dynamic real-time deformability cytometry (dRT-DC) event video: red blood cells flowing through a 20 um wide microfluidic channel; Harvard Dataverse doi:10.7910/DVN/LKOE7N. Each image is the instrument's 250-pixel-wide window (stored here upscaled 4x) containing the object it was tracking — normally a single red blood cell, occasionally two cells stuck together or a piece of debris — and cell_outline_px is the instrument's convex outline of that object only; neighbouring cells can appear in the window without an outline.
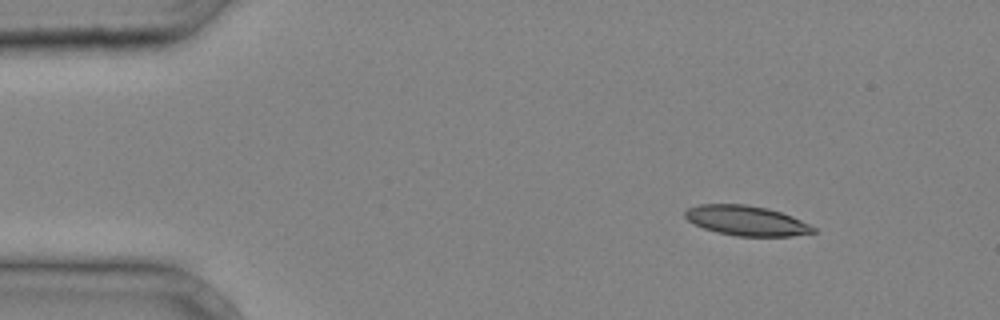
{"species": "common noctule bat (a hibernating species)", "species_latin": "Nyctalus noctula", "temperature_condition": "cold", "stored_images_in_passage": 4, "camera_frame_rate_fps": 3000, "um_per_image_px": 0.085, "animal": {"sex": "male", "body_mass_g": 20.4}, "frame": {"image": 1, "passage_image": 4, "time_ms": 1.0, "image_size_px": [1000, 320], "cell_outline_px": [[816, 232], [792, 236], [736, 236], [716, 232], [704, 228], [688, 220], [684, 216], [684, 212], [688, 208], [700, 204], [744, 204], [768, 208], [792, 216], [816, 228]], "centroid_in_image_um": [63.44, 18.75], "position_along_channel_um": 21.6, "area_um2": 22.25}}